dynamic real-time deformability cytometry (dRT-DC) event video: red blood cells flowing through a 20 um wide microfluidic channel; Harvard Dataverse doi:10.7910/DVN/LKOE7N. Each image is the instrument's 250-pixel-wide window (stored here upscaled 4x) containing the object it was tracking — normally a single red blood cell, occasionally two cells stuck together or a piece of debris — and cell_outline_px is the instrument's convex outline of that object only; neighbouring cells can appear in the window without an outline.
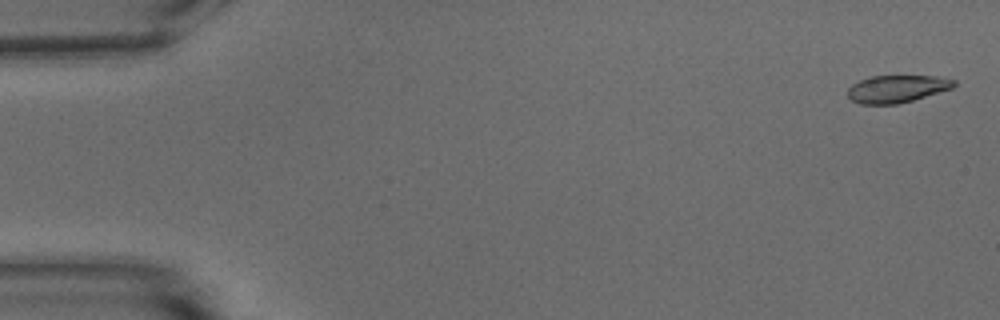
{"species": "common noctule bat (a hibernating species)", "species_latin": "Nyctalus noctula", "temperature_condition": "warm", "stored_images_in_passage": 54, "camera_frame_rate_fps": 3000, "um_per_image_px": 0.085, "animal": {"sex": "male", "body_mass_g": 15.6}, "frame": {"image": 1, "passage_image": 2, "time_ms": 0.333, "image_size_px": [1000, 320], "cell_outline_px": [[956, 84], [952, 88], [912, 100], [896, 104], [860, 104], [852, 100], [848, 96], [848, 88], [852, 84], [860, 80], [872, 76], [936, 76], [956, 80]], "centroid_in_image_um": [76.23, 7.54], "position_along_channel_um": 8.8, "area_um2": 16.82}}
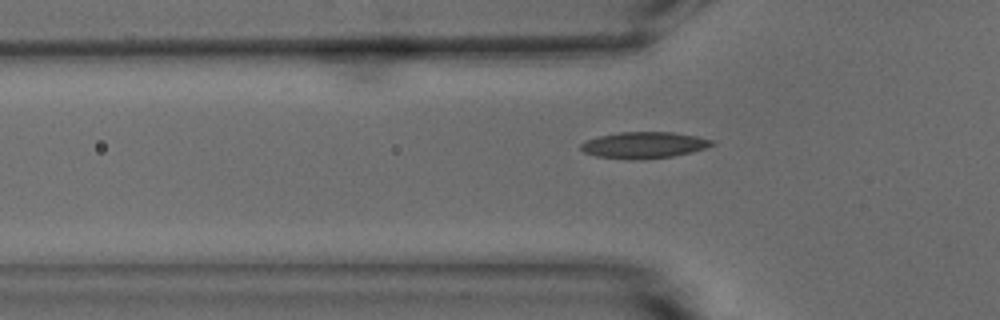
{"frame": {"image": 2, "passage_image": 18, "time_ms": 5.667, "image_size_px": [1000, 320], "cell_outline_px": [[716, 144], [692, 152], [672, 156], [628, 160], [596, 156], [584, 152], [580, 148], [580, 144], [588, 140], [600, 136], [620, 132], [672, 132], [696, 136], [716, 140]], "centroid_in_image_um": [54.76, 12.33], "position_along_channel_um": 71.0, "area_um2": 20.06}}
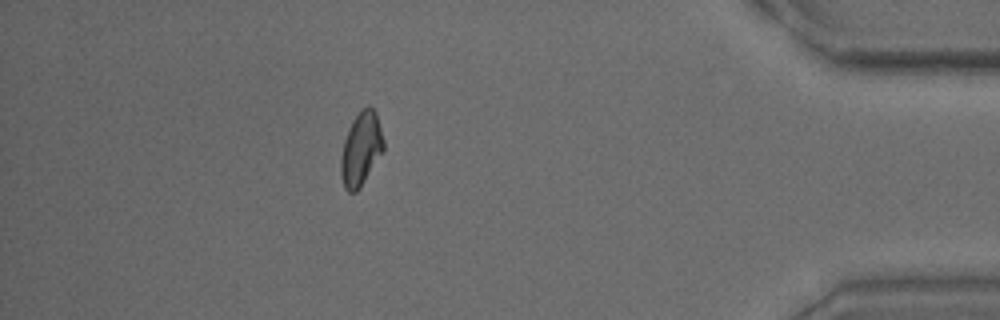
{"frame": {"image": 3, "passage_image": 48, "time_ms": 15.667, "image_size_px": [1000, 320], "cell_outline_px": [[384, 148], [360, 188], [356, 192], [348, 192], [344, 188], [340, 176], [340, 160], [344, 140], [348, 128], [352, 120], [368, 104], [376, 112], [384, 140]], "centroid_in_image_um": [30.66, 12.67], "position_along_channel_um": 404.5, "area_um2": 18.21}, "authors_computed_cell_mechanics": {"area_um2": 18.1781, "velocity_mm_per_s": 3.7761, "shape_relaxation_time_tau1_ms": 4.0069, "shape_relaxation_time_tau2_ms": 2.347, "deformation_change_tau1": 0.1412, "deformation_change_tau2": 0.078}}